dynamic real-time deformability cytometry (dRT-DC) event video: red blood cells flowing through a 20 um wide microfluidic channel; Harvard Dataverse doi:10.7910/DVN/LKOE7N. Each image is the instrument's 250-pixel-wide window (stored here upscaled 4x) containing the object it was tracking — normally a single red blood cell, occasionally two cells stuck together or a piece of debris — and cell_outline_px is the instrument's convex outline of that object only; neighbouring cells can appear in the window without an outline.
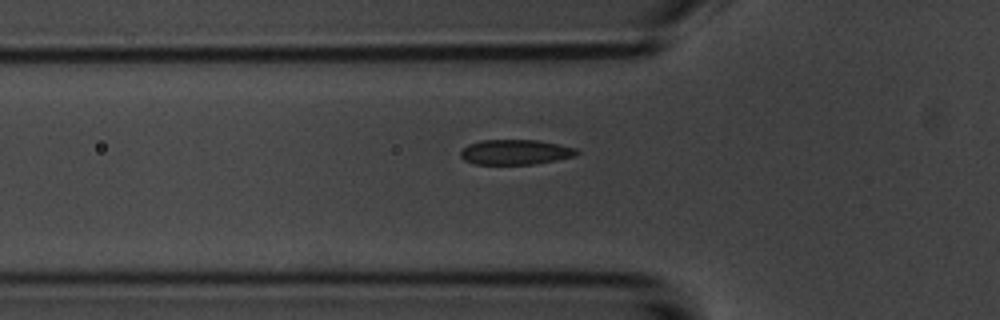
{"species": "common noctule bat (a hibernating species)", "species_latin": "Nyctalus noctula", "temperature_condition": "room temperature", "stored_images_in_passage": 5, "camera_frame_rate_fps": 3000, "um_per_image_px": 0.085, "animal": {"sex": "male", "body_mass_g": 20.1, "forearm_length_mm": 53.5}, "frame": {"image": 1, "passage_image": 4, "time_ms": 4.333, "image_size_px": [1000, 320], "cell_outline_px": [[580, 152], [576, 156], [556, 160], [532, 164], [476, 164], [464, 160], [460, 156], [460, 148], [468, 144], [480, 140], [536, 140], [576, 148]], "centroid_in_image_um": [43.77, 12.92], "position_along_channel_um": 82.0, "area_um2": 16.99}}